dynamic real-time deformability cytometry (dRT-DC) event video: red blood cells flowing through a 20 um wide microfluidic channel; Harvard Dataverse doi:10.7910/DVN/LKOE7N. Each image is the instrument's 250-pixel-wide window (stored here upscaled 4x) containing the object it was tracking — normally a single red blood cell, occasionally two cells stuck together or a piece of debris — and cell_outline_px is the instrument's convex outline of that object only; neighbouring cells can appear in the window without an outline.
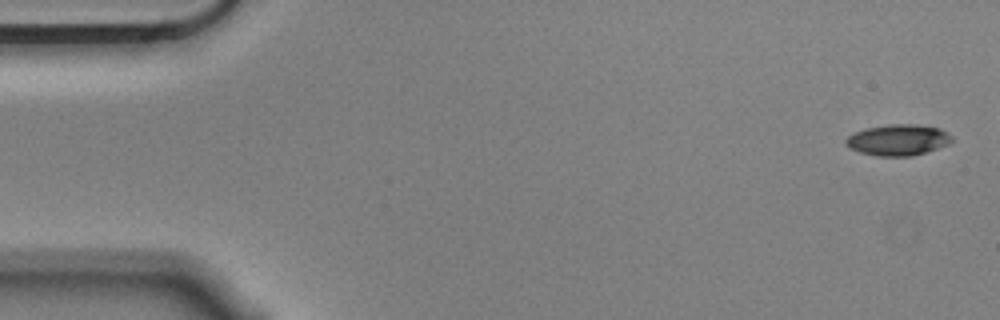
{"species": "Egyptian fruit bat (a non-hibernating species)", "species_latin": "Rousettus aegyptiacus", "temperature_condition": "cold", "stored_images_in_passage": 6, "camera_frame_rate_fps": 3000, "um_per_image_px": 0.085, "animal": {"sex": "male"}, "frame": {"image": 1, "passage_image": 1, "time_ms": 0.0, "image_size_px": [1000, 320], "cell_outline_px": [[952, 140], [948, 144], [928, 152], [912, 156], [876, 156], [860, 152], [844, 144], [844, 140], [848, 136], [856, 132], [868, 128], [888, 124], [916, 124], [940, 128], [952, 136]], "centroid_in_image_um": [76.35, 11.9], "position_along_channel_um": 8.7, "area_um2": 19.19}}